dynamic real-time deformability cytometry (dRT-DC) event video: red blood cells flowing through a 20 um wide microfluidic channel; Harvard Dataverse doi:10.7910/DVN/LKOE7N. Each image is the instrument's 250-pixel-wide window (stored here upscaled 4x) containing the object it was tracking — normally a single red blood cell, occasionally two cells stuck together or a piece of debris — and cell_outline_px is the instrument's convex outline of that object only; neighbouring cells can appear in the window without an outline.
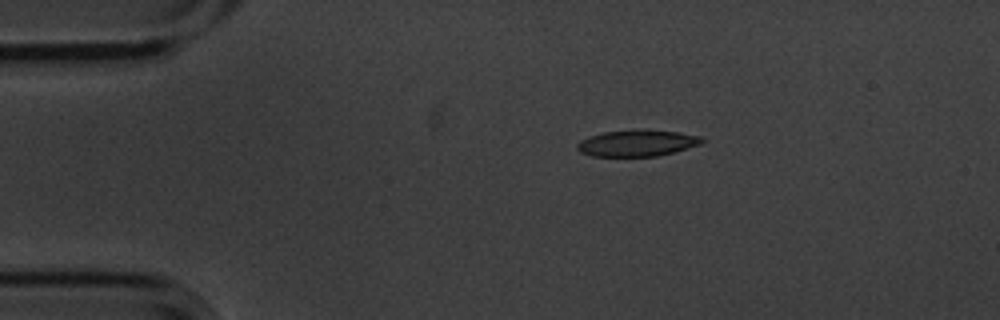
{"species": "common noctule bat (a hibernating species)", "species_latin": "Nyctalus noctula", "temperature_condition": "cold", "stored_images_in_passage": 4, "camera_frame_rate_fps": 3000, "um_per_image_px": 0.085, "animal": {"sex": "male", "body_mass_g": 20.1, "forearm_length_mm": 53.5}, "frame": {"image": 1, "passage_image": 4, "time_ms": 1.0, "image_size_px": [1000, 320], "cell_outline_px": [[708, 140], [700, 144], [672, 152], [656, 156], [592, 156], [580, 152], [576, 148], [576, 144], [580, 140], [588, 136], [604, 132], [680, 132], [700, 136]], "centroid_in_image_um": [54.12, 12.2], "position_along_channel_um": 30.9, "area_um2": 18.38}}